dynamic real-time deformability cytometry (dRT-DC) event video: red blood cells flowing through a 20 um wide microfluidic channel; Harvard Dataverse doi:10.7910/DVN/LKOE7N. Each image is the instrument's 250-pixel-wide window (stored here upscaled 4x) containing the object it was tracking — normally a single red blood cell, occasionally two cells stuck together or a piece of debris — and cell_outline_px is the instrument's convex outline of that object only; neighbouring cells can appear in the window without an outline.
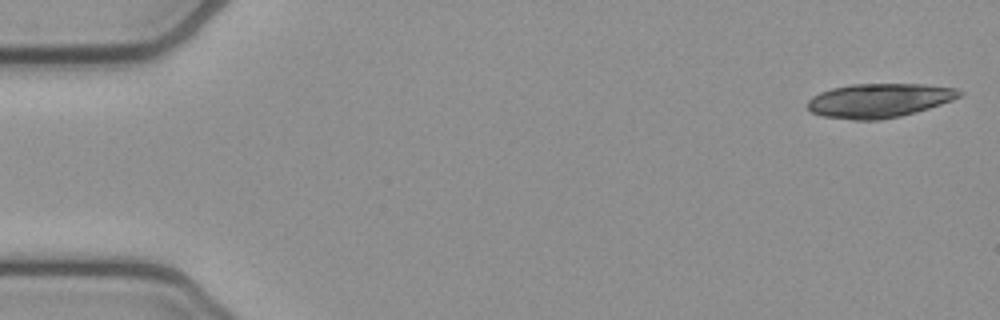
{"species": "common noctule bat (a hibernating species)", "species_latin": "Nyctalus noctula", "temperature_condition": "cold", "stored_images_in_passage": 17, "camera_frame_rate_fps": 3000, "um_per_image_px": 0.085, "animal": {"sex": "female", "body_mass_g": 21.9}, "frame": {"image": 1, "passage_image": 1, "time_ms": 0.0, "image_size_px": [1000, 320], "cell_outline_px": [[964, 92], [960, 96], [952, 100], [916, 112], [900, 116], [880, 120], [852, 120], [824, 116], [812, 112], [808, 108], [808, 100], [812, 96], [820, 92], [832, 88], [852, 84], [924, 84], [956, 88]], "centroid_in_image_um": [74.73, 8.54], "position_along_channel_um": 10.3, "area_um2": 30.11}}